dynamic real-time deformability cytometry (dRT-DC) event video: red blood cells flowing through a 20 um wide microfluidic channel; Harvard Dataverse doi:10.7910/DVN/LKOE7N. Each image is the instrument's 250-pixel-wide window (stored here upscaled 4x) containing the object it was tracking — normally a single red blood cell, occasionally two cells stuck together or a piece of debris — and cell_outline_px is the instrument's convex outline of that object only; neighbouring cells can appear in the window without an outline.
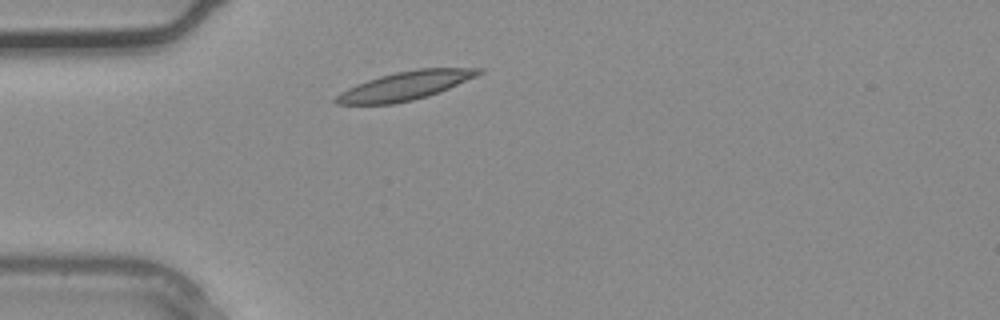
{"species": "common noctule bat (a hibernating species)", "species_latin": "Nyctalus noctula", "temperature_condition": "warm", "stored_images_in_passage": 2, "camera_frame_rate_fps": 3000, "um_per_image_px": 0.085, "animal": {"sex": "male", "body_mass_g": 20.4}, "frame": {"image": 1, "passage_image": 2, "time_ms": 0.333, "image_size_px": [1000, 320], "cell_outline_px": [[484, 72], [476, 76], [440, 92], [428, 96], [412, 100], [392, 104], [336, 104], [332, 100], [340, 92], [356, 84], [380, 76], [396, 72], [416, 68], [484, 68]], "centroid_in_image_um": [34.45, 7.28], "position_along_channel_um": 50.6, "area_um2": 23.7}}